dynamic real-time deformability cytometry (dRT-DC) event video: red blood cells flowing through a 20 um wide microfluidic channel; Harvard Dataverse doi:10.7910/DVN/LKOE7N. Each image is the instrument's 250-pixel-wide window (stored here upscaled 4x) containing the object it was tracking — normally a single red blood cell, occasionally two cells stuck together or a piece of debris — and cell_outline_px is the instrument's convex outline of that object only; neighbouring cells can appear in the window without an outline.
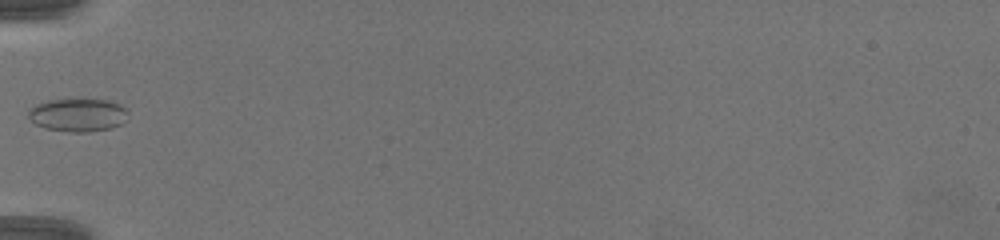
{"species": "common noctule bat (a hibernating species)", "species_latin": "Nyctalus noctula", "temperature_condition": "warm", "stored_images_in_passage": 3, "camera_frame_rate_fps": 3000, "um_per_image_px": 0.085, "animal": {"sex": "female", "body_mass_g": 19.5, "forearm_length_mm": 54.1}, "frame": {"image": 1, "passage_image": 1, "time_ms": 0.0, "image_size_px": [1000, 240], "cell_outline_px": [[128, 120], [112, 128], [88, 132], [68, 132], [44, 128], [36, 124], [28, 116], [28, 112], [36, 104], [48, 100], [80, 96], [108, 100], [120, 104], [128, 112]], "centroid_in_image_um": [6.66, 9.73], "position_along_channel_um": 78.3, "area_um2": 20.06}}